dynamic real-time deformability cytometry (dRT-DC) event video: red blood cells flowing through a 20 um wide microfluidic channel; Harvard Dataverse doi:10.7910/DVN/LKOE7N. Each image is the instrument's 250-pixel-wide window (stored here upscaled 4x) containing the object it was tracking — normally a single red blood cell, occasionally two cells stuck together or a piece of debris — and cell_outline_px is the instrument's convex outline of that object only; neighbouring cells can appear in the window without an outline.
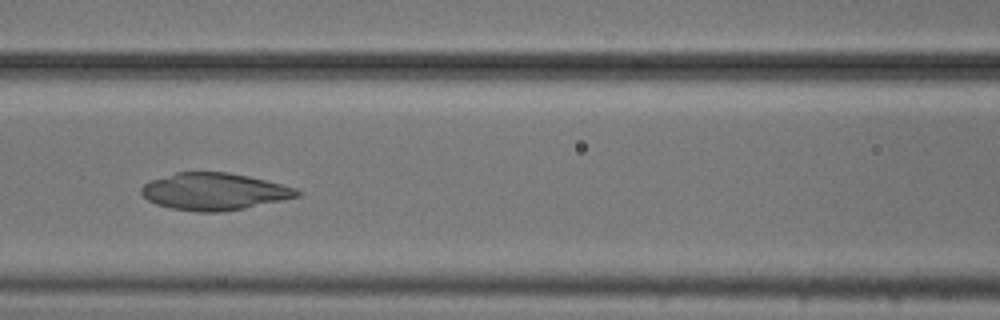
{"species": "common noctule bat (a hibernating species)", "species_latin": "Nyctalus noctula", "temperature_condition": "cold", "stored_images_in_passage": 8, "camera_frame_rate_fps": 3000, "um_per_image_px": 0.085, "animal": {"sex": "male", "body_mass_g": 20.5, "forearm_length_mm": 52.5}, "frame": {"image": 1, "passage_image": 6, "time_ms": 1.667, "image_size_px": [1000, 320], "cell_outline_px": [[304, 192], [300, 196], [284, 200], [244, 208], [220, 212], [196, 212], [168, 208], [156, 204], [148, 200], [140, 192], [140, 188], [144, 184], [152, 180], [176, 172], [228, 172], [248, 176], [296, 188]], "centroid_in_image_um": [18.21, 16.29], "position_along_channel_um": 148.4, "area_um2": 33.7}}
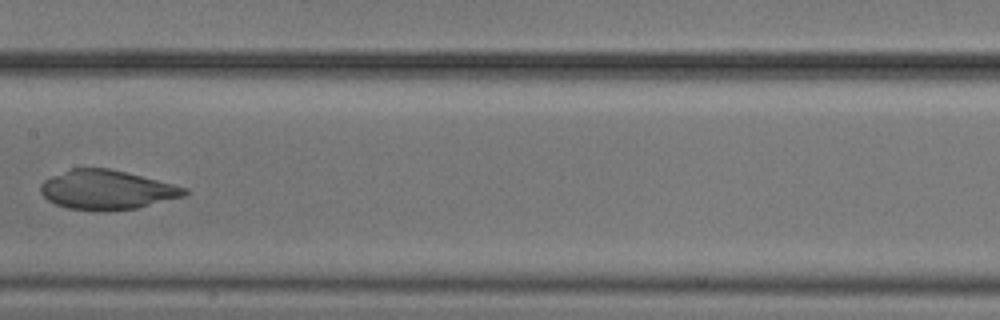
{"frame": {"image": 2, "passage_image": 7, "time_ms": 2.0, "image_size_px": [1000, 320], "cell_outline_px": [[188, 192], [184, 196], [136, 208], [108, 212], [104, 212], [68, 208], [56, 204], [48, 200], [40, 192], [40, 184], [44, 180], [52, 176], [72, 168], [108, 168], [188, 188]], "centroid_in_image_um": [9.05, 16.15], "position_along_channel_um": 198.4, "area_um2": 32.77}}
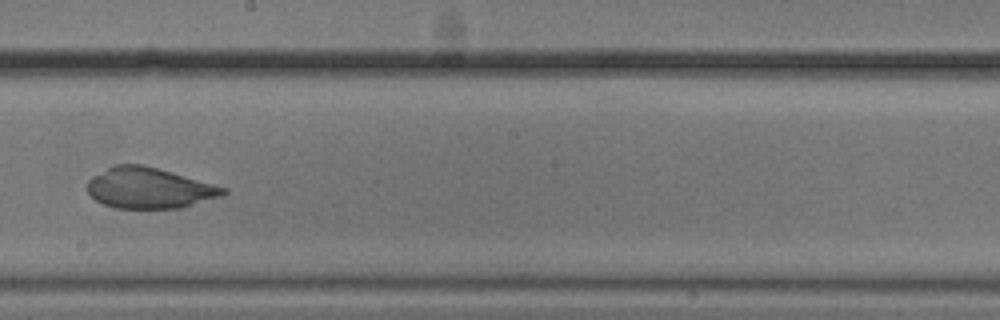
{"frame": {"image": 3, "passage_image": 8, "time_ms": 2.333, "image_size_px": [1000, 320], "cell_outline_px": [[228, 192], [220, 196], [180, 208], [116, 208], [104, 204], [96, 200], [88, 192], [88, 180], [92, 176], [116, 164], [144, 164], [228, 188]], "centroid_in_image_um": [12.68, 15.98], "position_along_channel_um": 235.5, "area_um2": 32.02}}